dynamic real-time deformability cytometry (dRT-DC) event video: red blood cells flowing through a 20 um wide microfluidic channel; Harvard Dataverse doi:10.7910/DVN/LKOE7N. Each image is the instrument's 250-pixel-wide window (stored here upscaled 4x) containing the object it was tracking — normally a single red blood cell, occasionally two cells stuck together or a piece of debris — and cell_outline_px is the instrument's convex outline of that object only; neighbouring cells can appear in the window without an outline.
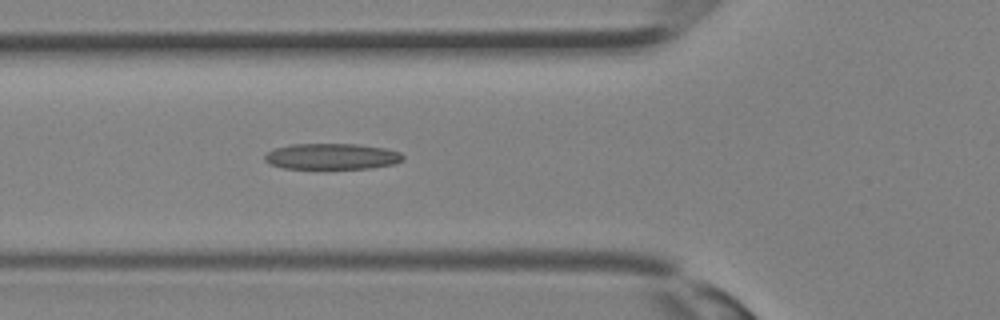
{"species": "Egyptian fruit bat (a non-hibernating species)", "species_latin": "Rousettus aegyptiacus", "temperature_condition": "room temperature", "stored_images_in_passage": 15, "camera_frame_rate_fps": 3000, "um_per_image_px": 0.085, "animal": {"sex": "female"}, "frame": {"image": 1, "passage_image": 11, "time_ms": 3.333, "image_size_px": [1000, 320], "cell_outline_px": [[404, 160], [396, 164], [372, 168], [284, 168], [268, 164], [264, 160], [264, 156], [268, 152], [276, 148], [292, 144], [356, 144], [384, 148], [400, 152], [404, 156]], "centroid_in_image_um": [28.23, 13.3], "position_along_channel_um": 97.6, "area_um2": 20.92}}
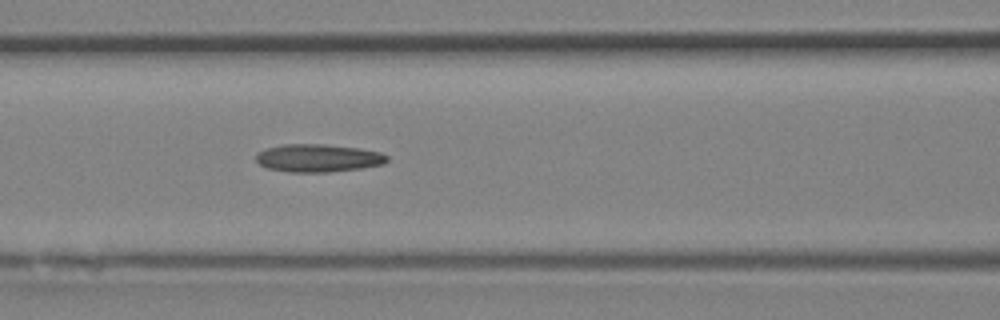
{"frame": {"image": 2, "passage_image": 13, "time_ms": 4.0, "image_size_px": [1000, 320], "cell_outline_px": [[388, 160], [384, 164], [360, 168], [328, 172], [288, 172], [268, 168], [260, 164], [256, 160], [256, 152], [268, 148], [284, 144], [324, 144], [360, 148], [380, 152], [388, 156]], "centroid_in_image_um": [27.04, 13.43], "position_along_channel_um": 139.6, "area_um2": 21.27}}
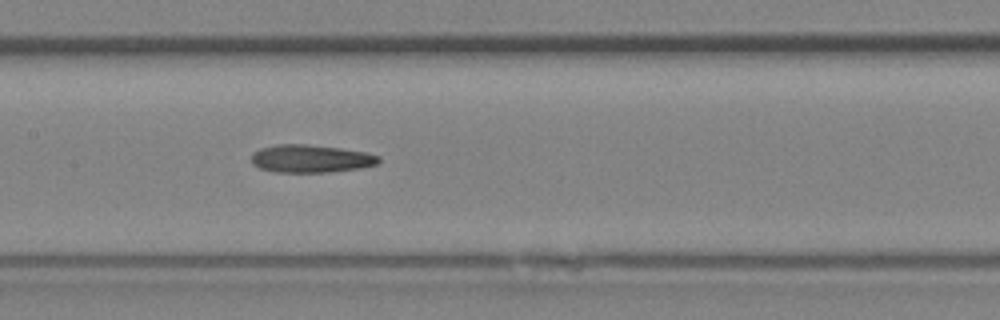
{"frame": {"image": 3, "passage_image": 15, "time_ms": 4.667, "image_size_px": [1000, 320], "cell_outline_px": [[380, 160], [376, 164], [360, 168], [328, 172], [276, 172], [260, 168], [252, 164], [252, 152], [260, 148], [276, 144], [308, 144], [340, 148], [368, 152], [380, 156]], "centroid_in_image_um": [26.41, 13.47], "position_along_channel_um": 181.0, "area_um2": 20.75}}